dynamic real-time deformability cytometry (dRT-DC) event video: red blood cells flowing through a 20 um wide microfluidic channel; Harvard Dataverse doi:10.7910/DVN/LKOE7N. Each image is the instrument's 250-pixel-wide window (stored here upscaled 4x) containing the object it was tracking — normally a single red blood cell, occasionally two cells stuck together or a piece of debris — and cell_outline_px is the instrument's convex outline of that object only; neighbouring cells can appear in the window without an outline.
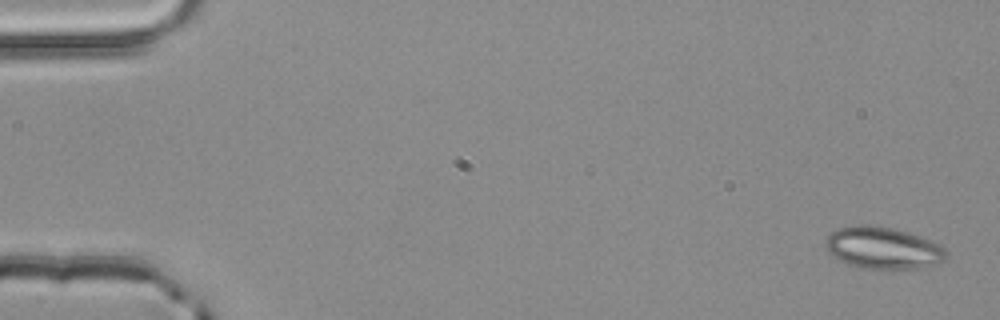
{"species": "common noctule bat (a hibernating species)", "species_latin": "Nyctalus noctula", "temperature_condition": "room temperature", "stored_images_in_passage": 4, "camera_frame_rate_fps": 3000, "um_per_image_px": 0.085, "animal": {"sex": "male", "body_mass_g": 20.4}, "frame": {"image": 1, "passage_image": 1, "time_ms": 0.0, "image_size_px": [1000, 320], "cell_outline_px": [[948, 252], [944, 260], [936, 264], [924, 268], [868, 268], [848, 264], [832, 256], [824, 248], [824, 244], [828, 236], [832, 232], [840, 228], [856, 224], [868, 224], [892, 228], [908, 232], [928, 240], [944, 248]], "centroid_in_image_um": [75.02, 21.07], "position_along_channel_um": 10.0, "area_um2": 29.25}}